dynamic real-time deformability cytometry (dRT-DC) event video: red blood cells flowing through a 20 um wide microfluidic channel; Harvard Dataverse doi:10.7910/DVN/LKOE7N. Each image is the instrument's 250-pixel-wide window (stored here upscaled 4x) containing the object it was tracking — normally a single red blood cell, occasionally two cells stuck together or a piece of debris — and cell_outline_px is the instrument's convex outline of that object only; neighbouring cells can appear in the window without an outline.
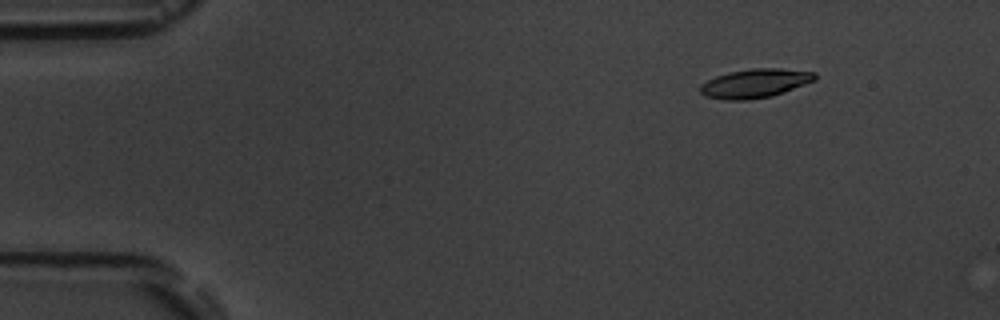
{"species": "common noctule bat (a hibernating species)", "species_latin": "Nyctalus noctula", "temperature_condition": "room temperature", "stored_images_in_passage": 5, "camera_frame_rate_fps": 3000, "um_per_image_px": 0.085, "animal": {"sex": "male", "body_mass_g": 19.5, "forearm_length_mm": 54.6}, "frame": {"image": 1, "passage_image": 2, "time_ms": 1.333, "image_size_px": [1000, 320], "cell_outline_px": [[816, 80], [772, 96], [748, 100], [724, 100], [704, 96], [700, 92], [700, 84], [716, 76], [728, 72], [752, 68], [780, 68], [816, 72]], "centroid_in_image_um": [64.16, 7.08], "position_along_channel_um": 20.8, "area_um2": 19.42}}